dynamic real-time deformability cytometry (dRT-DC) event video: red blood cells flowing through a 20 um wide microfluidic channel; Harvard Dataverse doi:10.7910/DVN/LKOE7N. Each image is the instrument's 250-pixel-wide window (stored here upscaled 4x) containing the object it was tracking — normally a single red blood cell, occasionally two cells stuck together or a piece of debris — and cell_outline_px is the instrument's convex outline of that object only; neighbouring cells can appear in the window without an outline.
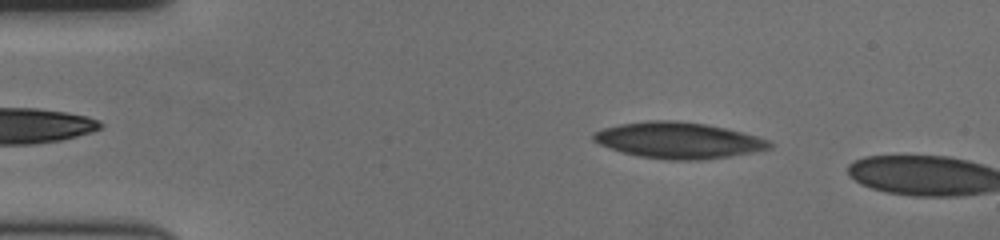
{"species": "human", "species_latin": "Homo sapiens", "temperature_condition": "cold", "stored_images_in_passage": 4, "camera_frame_rate_fps": 3000, "um_per_image_px": 0.085, "donor": {"sex": "female"}, "frame": {"image": 1, "passage_image": 2, "time_ms": 0.333, "image_size_px": [1000, 240], "cell_outline_px": [[772, 148], [752, 152], [700, 160], [668, 160], [640, 156], [624, 152], [600, 144], [592, 140], [592, 136], [596, 132], [604, 128], [620, 124], [648, 120], [672, 120], [704, 124], [724, 128], [756, 136], [768, 140], [772, 144]], "centroid_in_image_um": [57.65, 11.92], "position_along_channel_um": 27.3, "area_um2": 36.47}}